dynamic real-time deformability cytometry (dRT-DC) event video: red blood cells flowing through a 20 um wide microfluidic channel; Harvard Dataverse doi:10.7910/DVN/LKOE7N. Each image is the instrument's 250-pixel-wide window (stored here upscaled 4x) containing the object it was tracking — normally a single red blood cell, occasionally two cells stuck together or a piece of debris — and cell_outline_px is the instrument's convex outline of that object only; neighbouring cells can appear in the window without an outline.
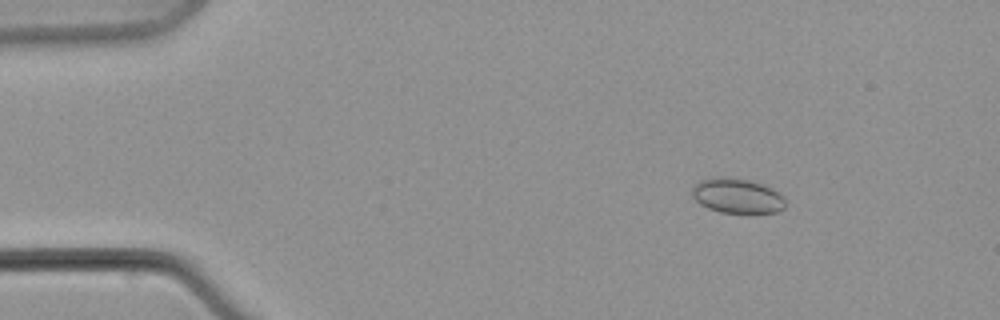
{"species": "common noctule bat (a hibernating species)", "species_latin": "Nyctalus noctula", "temperature_condition": "warm", "stored_images_in_passage": 8, "camera_frame_rate_fps": 3000, "um_per_image_px": 0.085, "animal": {"sex": "male", "body_mass_g": 21.5, "forearm_length_mm": 52.0}, "frame": {"image": 1, "passage_image": 2, "time_ms": 1.0, "image_size_px": [1000, 320], "cell_outline_px": [[784, 208], [776, 212], [748, 216], [720, 212], [708, 208], [700, 204], [692, 196], [692, 188], [700, 180], [748, 180], [764, 184], [780, 192], [784, 196]], "centroid_in_image_um": [62.75, 16.75], "position_along_channel_um": 22.3, "area_um2": 18.96}}
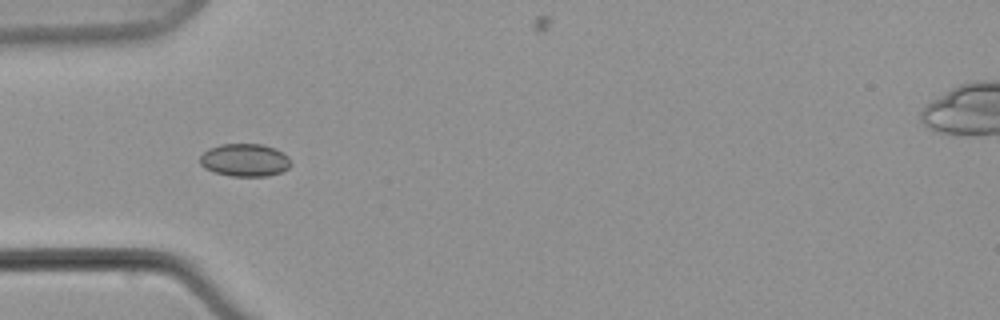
{"frame": {"image": 2, "passage_image": 6, "time_ms": 6.0, "image_size_px": [1000, 320], "cell_outline_px": [[292, 164], [288, 168], [280, 172], [268, 176], [232, 176], [212, 172], [204, 168], [200, 164], [200, 156], [208, 148], [220, 144], [260, 144], [276, 148], [284, 152], [288, 156]], "centroid_in_image_um": [20.81, 13.6], "position_along_channel_um": 64.2, "area_um2": 17.57}}